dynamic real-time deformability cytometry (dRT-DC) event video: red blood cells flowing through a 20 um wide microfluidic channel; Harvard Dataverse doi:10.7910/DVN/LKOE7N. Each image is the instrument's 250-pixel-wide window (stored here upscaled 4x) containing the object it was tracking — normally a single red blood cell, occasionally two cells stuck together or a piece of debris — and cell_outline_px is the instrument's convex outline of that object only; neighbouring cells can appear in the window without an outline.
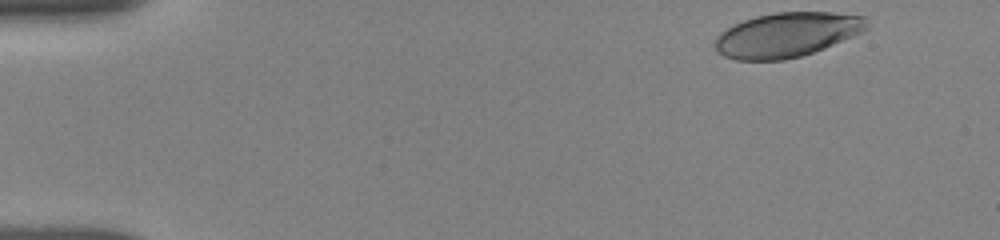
{"species": "human", "species_latin": "Homo sapiens", "temperature_condition": "room temperature", "stored_images_in_passage": 31, "camera_frame_rate_fps": 3000, "um_per_image_px": 0.085, "donor": {"sex": "female"}, "frame": {"image": 1, "passage_image": 1, "time_ms": 0.0, "image_size_px": [1000, 240], "cell_outline_px": [[868, 28], [852, 36], [824, 48], [800, 56], [784, 60], [736, 60], [724, 56], [716, 48], [716, 36], [720, 32], [744, 20], [756, 16], [776, 12], [832, 12], [864, 16]], "centroid_in_image_um": [66.88, 2.95], "position_along_channel_um": 18.1, "area_um2": 38.96}}
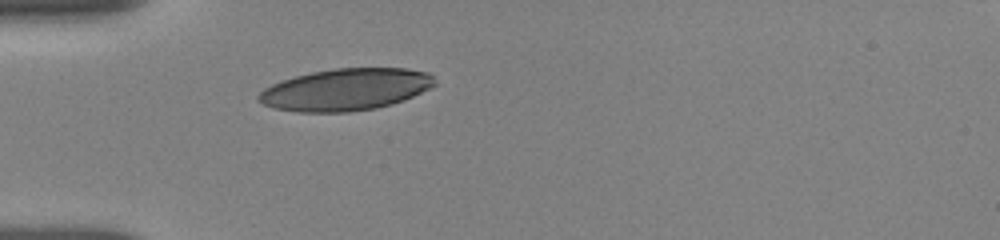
{"frame": {"image": 2, "passage_image": 19, "time_ms": 3.667, "image_size_px": [1000, 240], "cell_outline_px": [[436, 84], [404, 100], [392, 104], [376, 108], [348, 112], [300, 112], [272, 108], [256, 100], [256, 96], [264, 88], [272, 84], [296, 76], [312, 72], [336, 68], [408, 68], [428, 72], [432, 76]], "centroid_in_image_um": [29.36, 7.61], "position_along_channel_um": 55.6, "area_um2": 42.95}}
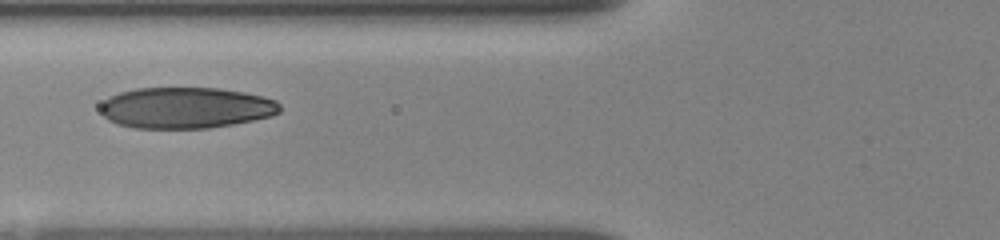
{"frame": {"image": 3, "passage_image": 30, "time_ms": 5.333, "image_size_px": [1000, 240], "cell_outline_px": [[280, 112], [272, 116], [232, 124], [208, 128], [136, 128], [116, 124], [108, 120], [100, 112], [100, 104], [108, 96], [120, 92], [136, 88], [220, 88], [244, 92], [276, 100], [280, 104]], "centroid_in_image_um": [15.76, 9.16], "position_along_channel_um": 110.0, "area_um2": 43.18}}